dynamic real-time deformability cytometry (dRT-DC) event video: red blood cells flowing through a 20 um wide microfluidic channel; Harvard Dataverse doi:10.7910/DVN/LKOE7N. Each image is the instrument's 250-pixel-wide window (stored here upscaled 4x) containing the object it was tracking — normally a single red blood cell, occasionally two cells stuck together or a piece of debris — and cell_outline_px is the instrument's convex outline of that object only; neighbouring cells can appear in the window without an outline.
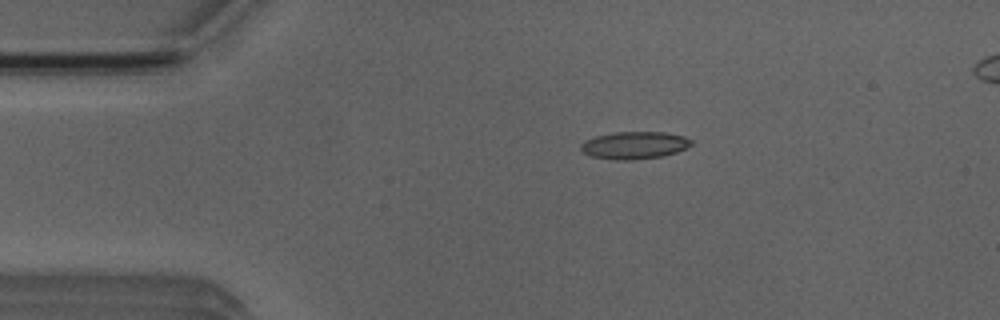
{"species": "Egyptian fruit bat (a non-hibernating species)", "species_latin": "Rousettus aegyptiacus", "temperature_condition": "room temperature", "stored_images_in_passage": 5, "camera_frame_rate_fps": 3000, "um_per_image_px": 0.085, "animal": {"sex": "male"}, "frame": {"image": 1, "passage_image": 3, "time_ms": 2.333, "image_size_px": [1000, 320], "cell_outline_px": [[692, 144], [676, 152], [664, 156], [632, 160], [616, 160], [592, 156], [584, 152], [580, 148], [580, 144], [584, 140], [596, 136], [616, 132], [664, 132], [684, 136], [692, 140]], "centroid_in_image_um": [53.92, 12.34], "position_along_channel_um": 31.1, "area_um2": 17.57}}